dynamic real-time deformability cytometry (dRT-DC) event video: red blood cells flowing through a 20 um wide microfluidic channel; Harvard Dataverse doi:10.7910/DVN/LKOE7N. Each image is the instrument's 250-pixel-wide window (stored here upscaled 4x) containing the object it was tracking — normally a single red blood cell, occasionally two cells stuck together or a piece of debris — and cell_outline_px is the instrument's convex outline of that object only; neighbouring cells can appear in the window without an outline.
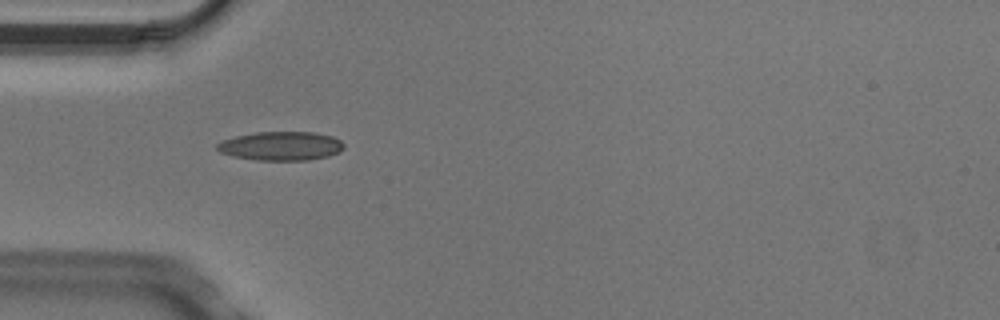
{"species": "Egyptian fruit bat (a non-hibernating species)", "species_latin": "Rousettus aegyptiacus", "temperature_condition": "cold", "stored_images_in_passage": 4, "camera_frame_rate_fps": 3000, "um_per_image_px": 0.085, "animal": {"sex": "male"}, "frame": {"image": 1, "passage_image": 4, "time_ms": 1.0, "image_size_px": [1000, 320], "cell_outline_px": [[344, 148], [340, 152], [328, 156], [308, 160], [256, 160], [232, 156], [220, 152], [216, 148], [216, 144], [224, 140], [236, 136], [256, 132], [312, 132], [332, 136], [340, 140], [344, 144]], "centroid_in_image_um": [23.89, 12.41], "position_along_channel_um": 61.1, "area_um2": 21.33}}